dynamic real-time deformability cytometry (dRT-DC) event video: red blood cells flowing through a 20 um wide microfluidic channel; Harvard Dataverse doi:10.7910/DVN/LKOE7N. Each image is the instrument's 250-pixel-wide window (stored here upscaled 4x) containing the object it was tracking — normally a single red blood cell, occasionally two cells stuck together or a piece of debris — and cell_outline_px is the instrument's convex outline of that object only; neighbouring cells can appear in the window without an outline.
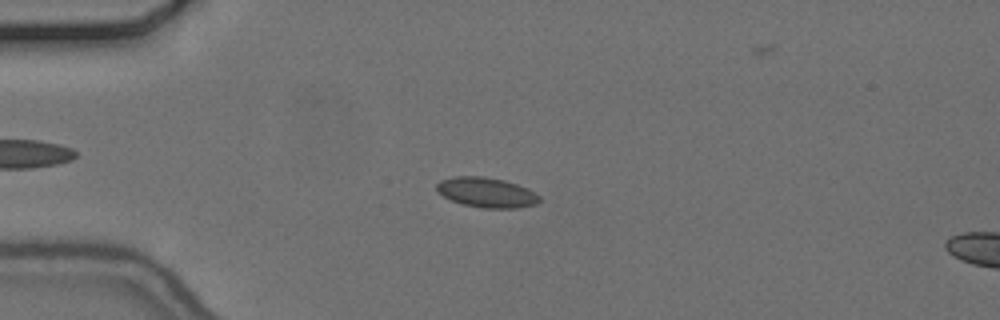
{"species": "common noctule bat (a hibernating species)", "species_latin": "Nyctalus noctula", "temperature_condition": "cold", "stored_images_in_passage": 56, "camera_frame_rate_fps": 3000, "um_per_image_px": 0.085, "animal": {"sex": "female", "body_mass_g": 24.6, "forearm_length_mm": 56.2}, "frame": {"image": 1, "passage_image": 14, "time_ms": 4.333, "image_size_px": [1000, 320], "cell_outline_px": [[540, 200], [536, 204], [520, 208], [484, 208], [464, 204], [452, 200], [444, 196], [436, 188], [436, 184], [440, 180], [452, 176], [484, 176], [504, 180], [516, 184], [540, 196]], "centroid_in_image_um": [41.34, 16.35], "position_along_channel_um": 43.7, "area_um2": 17.74}}
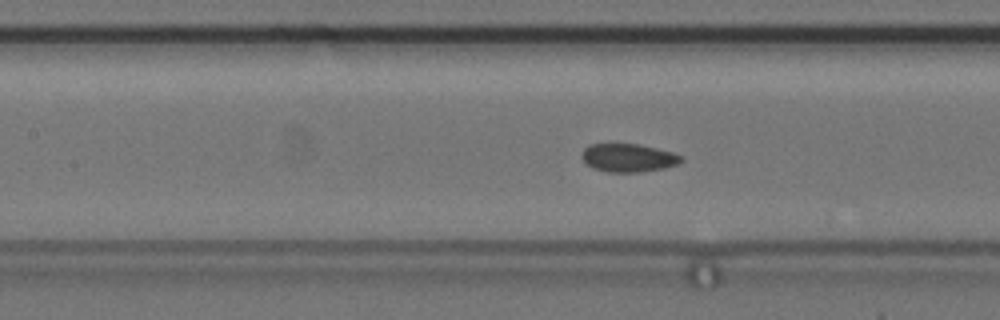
{"frame": {"image": 2, "passage_image": 25, "time_ms": 8.0, "image_size_px": [1000, 320], "cell_outline_px": [[684, 160], [676, 164], [664, 168], [640, 172], [608, 172], [592, 168], [584, 164], [580, 156], [584, 148], [588, 144], [640, 144], [672, 152], [684, 156]], "centroid_in_image_um": [53.37, 13.41], "position_along_channel_um": 154.0, "area_um2": 16.59}}
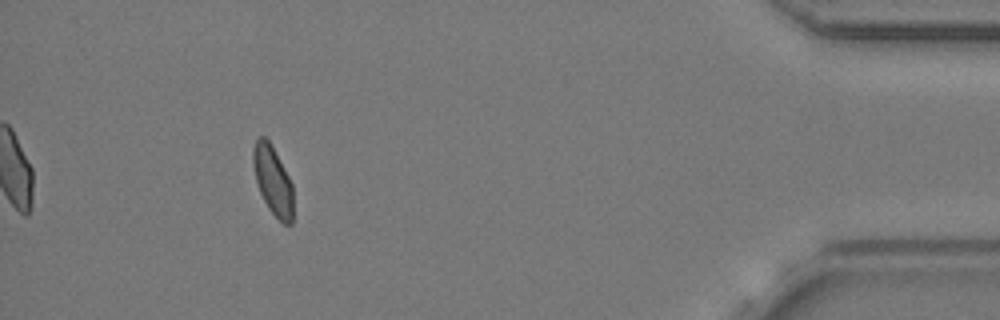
{"frame": {"image": 3, "passage_image": 51, "time_ms": 16.667, "image_size_px": [1000, 320], "cell_outline_px": [[292, 224], [284, 224], [268, 208], [260, 192], [256, 180], [252, 164], [252, 148], [256, 140], [260, 136], [264, 136], [268, 140], [288, 176], [292, 184]], "centroid_in_image_um": [23.16, 15.33], "position_along_channel_um": 412.0, "area_um2": 15.72}, "authors_computed_cell_mechanics": {"area_um2": 16.9065, "velocity_mm_per_s": 3.6779, "shape_relaxation_time_tau1_ms": null, "shape_relaxation_time_tau2_ms": 2.5224, "deformation_change_tau1": null, "deformation_change_tau2": 0.0521}}